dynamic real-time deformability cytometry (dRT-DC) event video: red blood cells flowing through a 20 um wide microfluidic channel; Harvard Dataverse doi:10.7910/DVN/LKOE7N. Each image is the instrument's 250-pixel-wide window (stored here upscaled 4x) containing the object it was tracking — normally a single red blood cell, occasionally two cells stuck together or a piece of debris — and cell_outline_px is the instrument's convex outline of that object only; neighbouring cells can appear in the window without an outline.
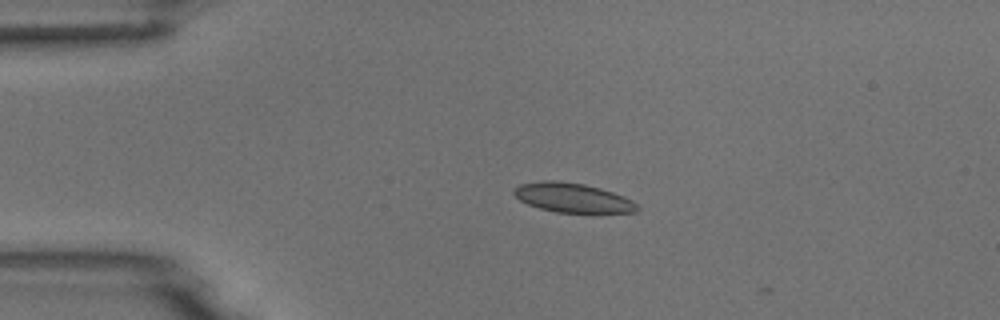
{"species": "common noctule bat (a hibernating species)", "species_latin": "Nyctalus noctula", "temperature_condition": "room temperature", "stored_images_in_passage": 3, "camera_frame_rate_fps": 3000, "um_per_image_px": 0.085, "animal": {"sex": "male", "body_mass_g": 18.8}, "frame": {"image": 1, "passage_image": 2, "time_ms": 2.0, "image_size_px": [1000, 320], "cell_outline_px": [[640, 208], [636, 212], [596, 216], [556, 212], [540, 208], [528, 204], [520, 200], [512, 192], [520, 184], [544, 180], [552, 180], [584, 184], [600, 188], [624, 196], [632, 200]], "centroid_in_image_um": [48.78, 16.87], "position_along_channel_um": 36.2, "area_um2": 21.96}}